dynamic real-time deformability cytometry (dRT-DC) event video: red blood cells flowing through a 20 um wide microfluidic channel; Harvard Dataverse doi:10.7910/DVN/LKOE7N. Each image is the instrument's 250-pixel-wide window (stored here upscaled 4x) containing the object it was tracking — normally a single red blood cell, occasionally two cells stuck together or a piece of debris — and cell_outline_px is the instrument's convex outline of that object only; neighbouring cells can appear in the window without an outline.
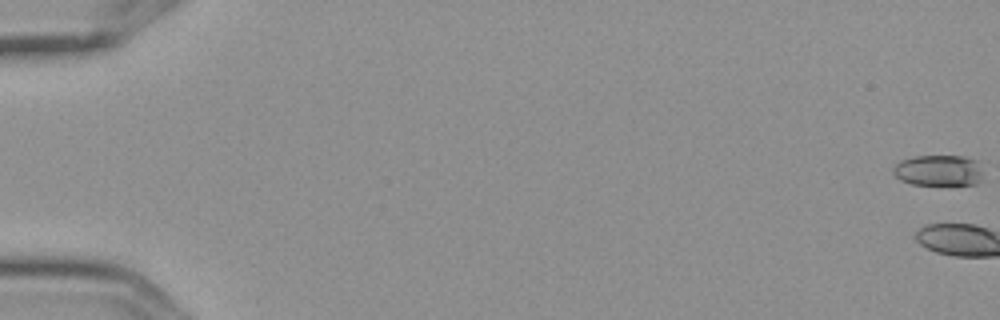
{"species": "Egyptian fruit bat (a non-hibernating species)", "species_latin": "Rousettus aegyptiacus", "temperature_condition": "cold", "stored_images_in_passage": 9, "camera_frame_rate_fps": 3000, "um_per_image_px": 0.085, "frame": {"image": 1, "passage_image": 1, "time_ms": 0.0, "image_size_px": [1000, 320], "cell_outline_px": [[980, 180], [976, 184], [912, 184], [900, 180], [892, 172], [892, 168], [900, 160], [912, 156], [964, 156], [976, 160], [980, 172]], "centroid_in_image_um": [79.71, 14.47], "position_along_channel_um": 5.3, "area_um2": 16.01}}
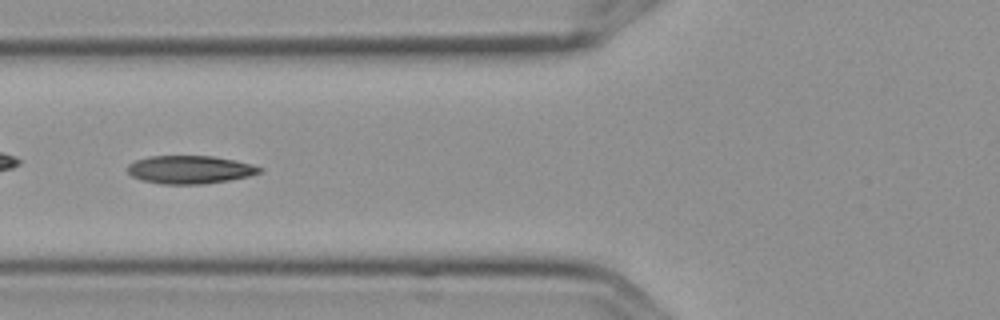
{"frame": {"image": 2, "passage_image": 8, "time_ms": 2.333, "image_size_px": [1000, 320], "cell_outline_px": [[264, 168], [260, 172], [248, 176], [228, 180], [204, 184], [160, 184], [140, 180], [132, 176], [128, 172], [128, 164], [136, 160], [152, 156], [212, 156], [252, 164]], "centroid_in_image_um": [16.12, 14.42], "position_along_channel_um": 109.7, "area_um2": 21.5}}
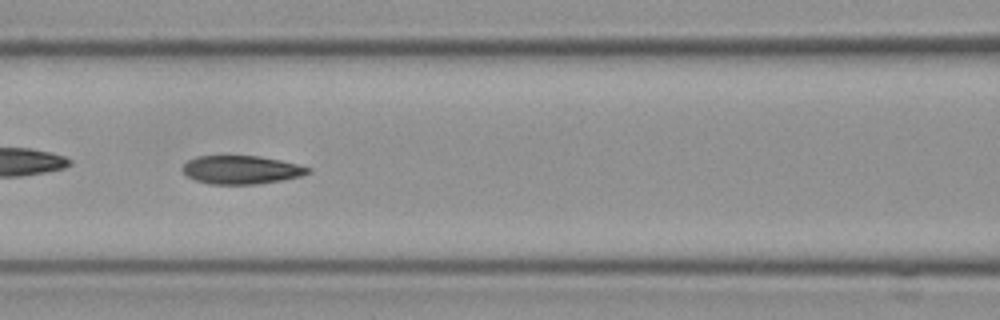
{"frame": {"image": 3, "passage_image": 9, "time_ms": 2.667, "image_size_px": [1000, 320], "cell_outline_px": [[312, 172], [300, 176], [260, 184], [208, 184], [196, 180], [188, 176], [184, 172], [184, 164], [188, 160], [196, 156], [260, 156], [280, 160], [312, 168]], "centroid_in_image_um": [20.53, 14.43], "position_along_channel_um": 146.1, "area_um2": 20.63}}